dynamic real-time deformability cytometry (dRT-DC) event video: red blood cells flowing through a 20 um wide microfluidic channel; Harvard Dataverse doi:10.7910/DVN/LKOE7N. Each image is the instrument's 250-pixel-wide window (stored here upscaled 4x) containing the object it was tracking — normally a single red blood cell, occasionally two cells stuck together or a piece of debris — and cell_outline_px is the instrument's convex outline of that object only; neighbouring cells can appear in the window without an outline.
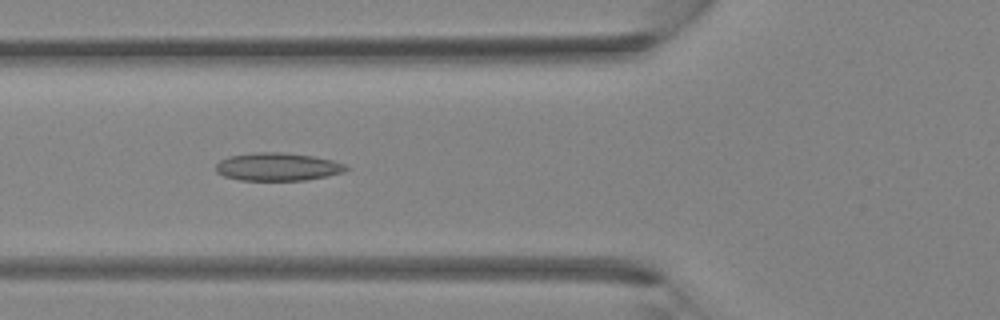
{"species": "Egyptian fruit bat (a non-hibernating species)", "species_latin": "Rousettus aegyptiacus", "temperature_condition": "room temperature", "stored_images_in_passage": 33, "camera_frame_rate_fps": 3000, "um_per_image_px": 0.085, "animal": {"sex": "female"}, "frame": {"image": 1, "passage_image": 9, "time_ms": 2.667, "image_size_px": [1000, 320], "cell_outline_px": [[348, 168], [344, 172], [328, 176], [304, 180], [240, 180], [224, 176], [216, 172], [216, 164], [220, 160], [228, 156], [256, 152], [280, 152], [312, 156], [332, 160], [348, 164]], "centroid_in_image_um": [23.61, 14.17], "position_along_channel_um": 102.2, "area_um2": 21.27}}
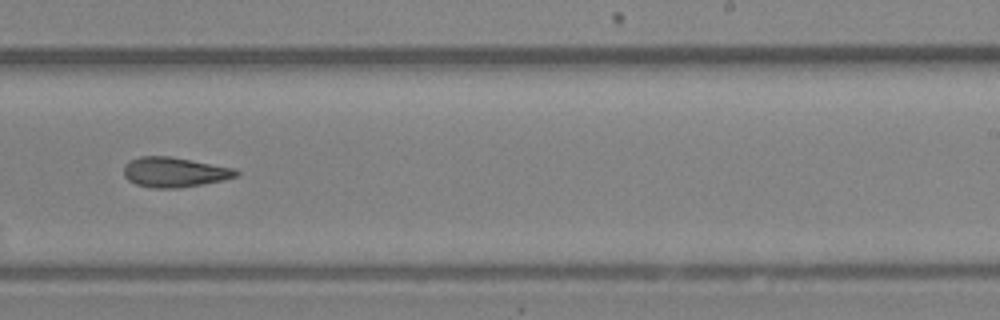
{"frame": {"image": 2, "passage_image": 19, "time_ms": 6.0, "image_size_px": [1000, 320], "cell_outline_px": [[240, 172], [236, 176], [224, 180], [180, 188], [152, 188], [136, 184], [128, 180], [124, 176], [124, 164], [128, 160], [140, 156], [168, 156], [192, 160], [236, 168]], "centroid_in_image_um": [14.82, 14.63], "position_along_channel_um": 274.2, "area_um2": 19.77}}
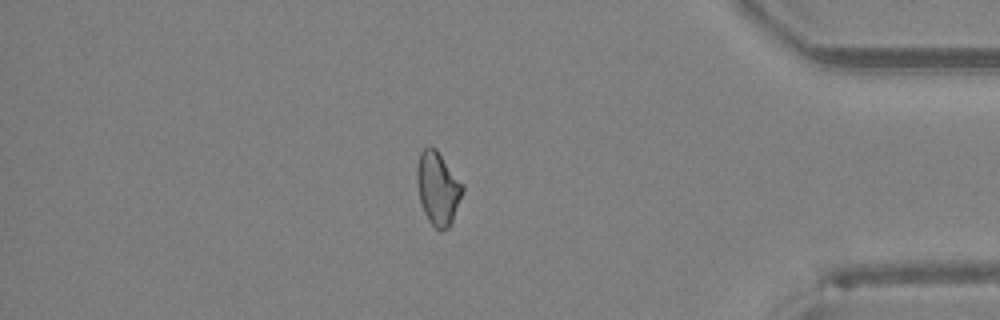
{"frame": {"image": 3, "passage_image": 28, "time_ms": 9.0, "image_size_px": [1000, 320], "cell_outline_px": [[464, 188], [452, 224], [448, 228], [436, 228], [428, 220], [424, 212], [420, 200], [416, 180], [416, 168], [420, 152], [428, 144], [432, 144], [436, 148], [464, 184]], "centroid_in_image_um": [37.22, 15.95], "position_along_channel_um": 398.0, "area_um2": 19.65}}